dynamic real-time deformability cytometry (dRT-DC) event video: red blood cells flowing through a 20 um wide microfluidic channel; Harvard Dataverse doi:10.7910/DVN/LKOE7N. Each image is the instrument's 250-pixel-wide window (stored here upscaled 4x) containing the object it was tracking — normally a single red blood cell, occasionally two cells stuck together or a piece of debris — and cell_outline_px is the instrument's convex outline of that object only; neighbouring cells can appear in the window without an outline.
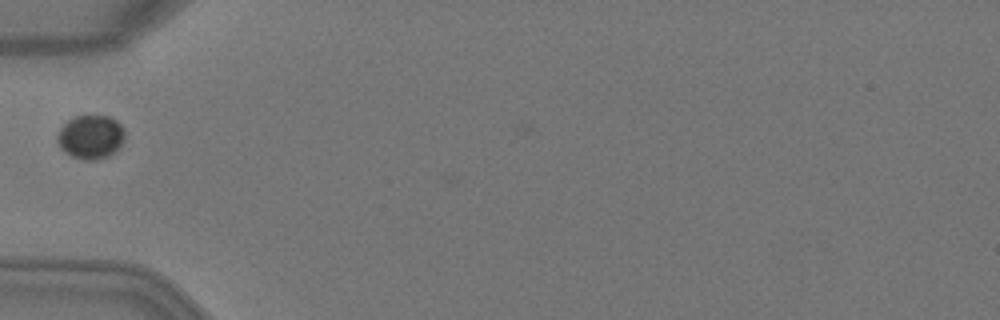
{"species": "Egyptian fruit bat (a non-hibernating species)", "species_latin": "Rousettus aegyptiacus", "temperature_condition": "warm", "stored_images_in_passage": 5, "camera_frame_rate_fps": 3000, "um_per_image_px": 0.085, "animal": {"sex": "female"}, "frame": {"image": 1, "passage_image": 5, "time_ms": 1.333, "image_size_px": [1000, 320], "cell_outline_px": [[124, 140], [116, 152], [108, 156], [96, 160], [84, 160], [72, 156], [64, 152], [60, 148], [56, 140], [56, 136], [60, 128], [68, 120], [76, 116], [108, 116], [116, 120], [120, 124], [124, 132]], "centroid_in_image_um": [7.69, 11.66], "position_along_channel_um": 77.3, "area_um2": 17.34}}